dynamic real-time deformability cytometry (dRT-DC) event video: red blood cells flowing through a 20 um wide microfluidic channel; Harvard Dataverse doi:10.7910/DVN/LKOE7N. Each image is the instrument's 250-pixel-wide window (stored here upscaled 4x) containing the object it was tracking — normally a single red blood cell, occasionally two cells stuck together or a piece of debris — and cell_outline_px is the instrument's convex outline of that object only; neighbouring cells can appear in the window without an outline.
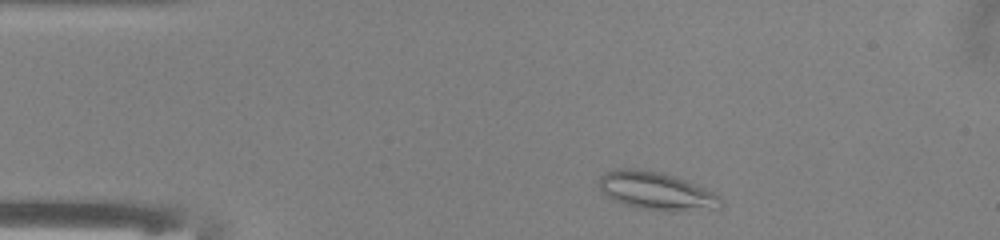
{"species": "common noctule bat (a hibernating species)", "species_latin": "Nyctalus noctula", "temperature_condition": "warm", "stored_images_in_passage": 44, "camera_frame_rate_fps": 3000, "um_per_image_px": 0.085, "animal": {"sex": "male", "body_mass_g": 13.0, "forearm_length_mm": 53.1}, "frame": {"image": 1, "passage_image": 2, "time_ms": 0.333, "image_size_px": [1000, 240], "cell_outline_px": [[724, 204], [720, 208], [676, 212], [640, 208], [624, 204], [612, 200], [600, 192], [596, 180], [604, 172], [616, 168], [640, 168], [660, 172], [684, 180], [704, 188], [720, 196], [724, 200]], "centroid_in_image_um": [55.74, 16.23], "position_along_channel_um": 29.3, "area_um2": 27.4}}
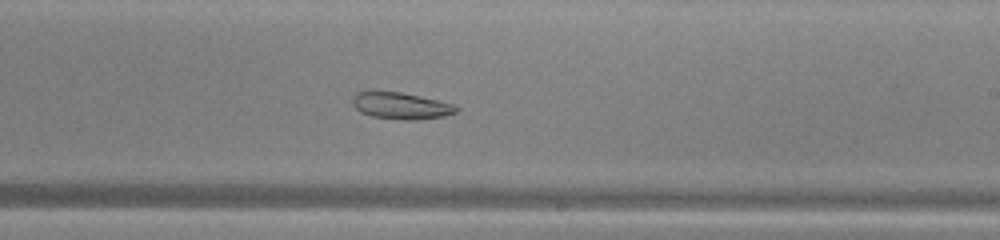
{"frame": {"image": 2, "passage_image": 23, "time_ms": 7.333, "image_size_px": [1000, 240], "cell_outline_px": [[460, 108], [456, 112], [444, 116], [416, 120], [400, 120], [372, 116], [360, 112], [352, 104], [352, 96], [356, 92], [400, 92], [420, 96], [456, 104]], "centroid_in_image_um": [34.11, 9.0], "position_along_channel_um": 254.9, "area_um2": 16.18}}
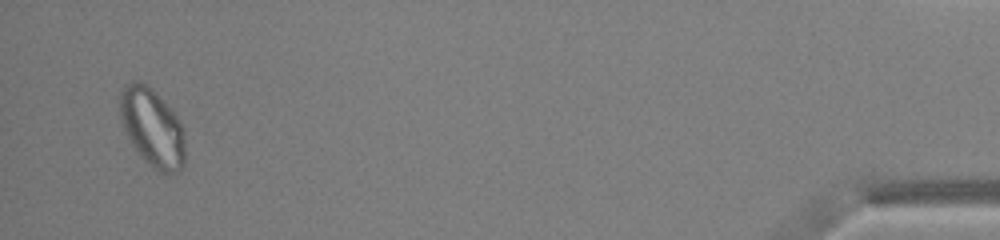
{"frame": {"image": 3, "passage_image": 42, "time_ms": 13.667, "image_size_px": [1000, 240], "cell_outline_px": [[184, 164], [180, 172], [168, 176], [156, 172], [144, 160], [132, 144], [120, 124], [120, 92], [132, 80], [140, 80], [152, 88], [180, 120], [184, 128]], "centroid_in_image_um": [12.95, 10.89], "position_along_channel_um": 422.2, "area_um2": 30.23}, "authors_computed_cell_mechanics": {"area_um2": 22.6287, "velocity_mm_per_s": 4.0242, "shape_relaxation_time_tau1_ms": null, "shape_relaxation_time_tau2_ms": 8.0797, "deformation_change_tau1": null, "deformation_change_tau2": 0.145}}